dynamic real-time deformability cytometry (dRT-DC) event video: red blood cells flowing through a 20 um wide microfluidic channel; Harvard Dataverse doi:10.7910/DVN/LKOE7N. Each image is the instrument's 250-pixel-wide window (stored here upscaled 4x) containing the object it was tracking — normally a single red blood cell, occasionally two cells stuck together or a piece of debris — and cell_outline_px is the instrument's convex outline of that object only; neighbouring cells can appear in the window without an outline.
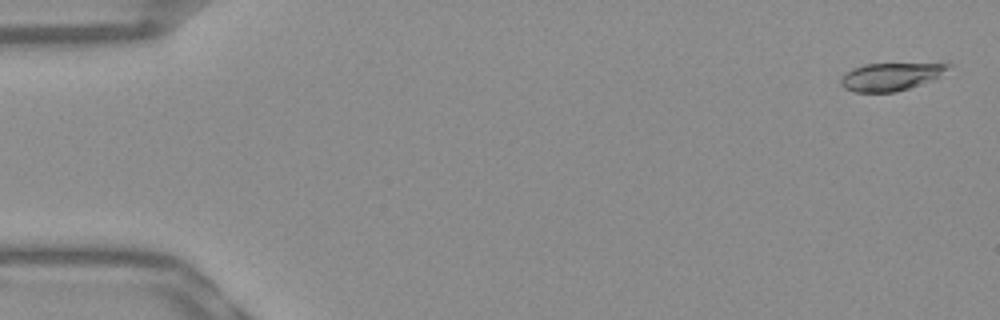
{"species": "Egyptian fruit bat (a non-hibernating species)", "species_latin": "Rousettus aegyptiacus", "temperature_condition": "warm", "stored_images_in_passage": 53, "camera_frame_rate_fps": 3000, "um_per_image_px": 0.085, "frame": {"image": 1, "passage_image": 2, "time_ms": 0.333, "image_size_px": [1000, 320], "cell_outline_px": [[952, 64], [948, 68], [932, 80], [896, 92], [852, 92], [844, 88], [840, 84], [840, 76], [852, 68], [864, 64], [948, 60]], "centroid_in_image_um": [75.78, 6.45], "position_along_channel_um": 9.2, "area_um2": 18.38}}
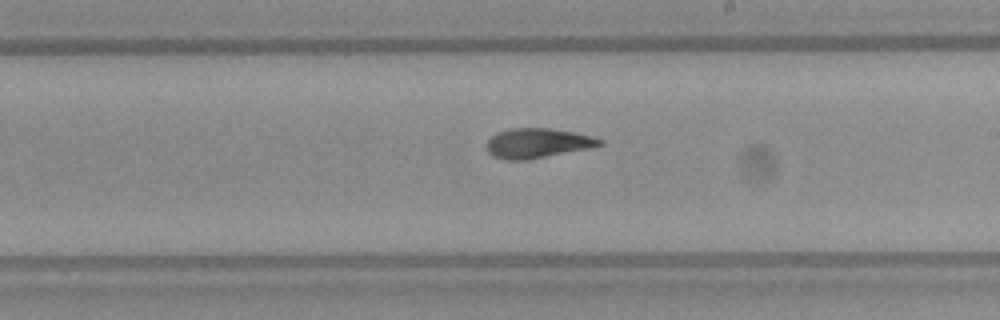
{"frame": {"image": 2, "passage_image": 31, "time_ms": 10.0, "image_size_px": [1000, 320], "cell_outline_px": [[604, 144], [588, 148], [528, 160], [508, 160], [492, 156], [488, 152], [488, 140], [496, 132], [512, 128], [548, 128], [572, 132], [592, 136], [604, 140]], "centroid_in_image_um": [45.68, 12.17], "position_along_channel_um": 243.3, "area_um2": 19.42}}
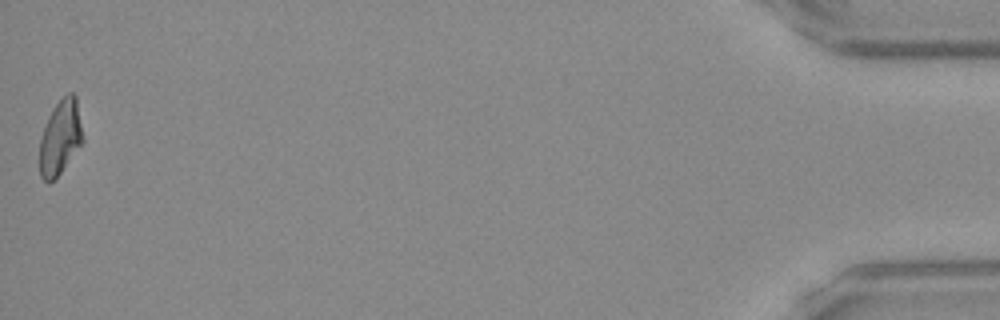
{"frame": {"image": 3, "passage_image": 53, "time_ms": 17.333, "image_size_px": [1000, 320], "cell_outline_px": [[84, 140], [60, 172], [48, 184], [40, 176], [40, 140], [48, 116], [52, 108], [68, 92], [72, 92], [76, 96]], "centroid_in_image_um": [5.12, 11.65], "position_along_channel_um": 430.1, "area_um2": 18.5}, "authors_computed_cell_mechanics": {"area_um2": 19.3052, "velocity_mm_per_s": 3.8576, "shape_relaxation_time_tau1_ms": 6.8005, "shape_relaxation_time_tau2_ms": 1.9689, "deformation_change_tau1": 0.2092, "deformation_change_tau2": 0.0845}}